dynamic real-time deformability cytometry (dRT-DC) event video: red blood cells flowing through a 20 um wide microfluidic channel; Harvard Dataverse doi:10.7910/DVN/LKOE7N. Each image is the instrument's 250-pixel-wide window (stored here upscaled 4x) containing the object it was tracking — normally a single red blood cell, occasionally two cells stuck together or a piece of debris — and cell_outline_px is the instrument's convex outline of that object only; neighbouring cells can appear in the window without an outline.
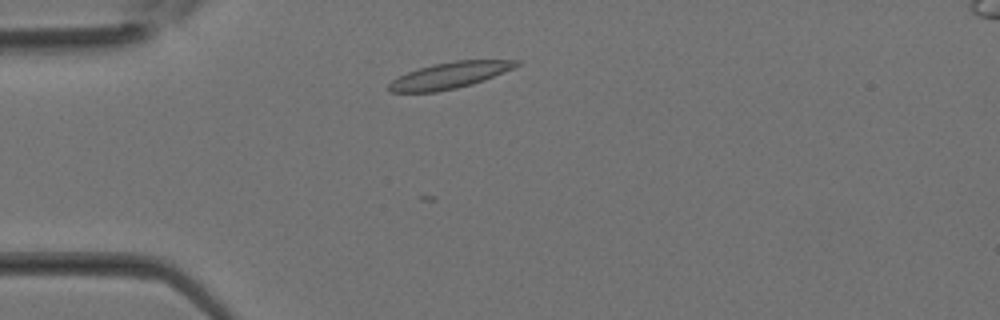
{"species": "Egyptian fruit bat (a non-hibernating species)", "species_latin": "Rousettus aegyptiacus", "temperature_condition": "room temperature", "stored_images_in_passage": 28, "camera_frame_rate_fps": 3000, "um_per_image_px": 0.085, "animal": {"sex": "female"}, "frame": {"image": 1, "passage_image": 4, "time_ms": 1.0, "image_size_px": [1000, 320], "cell_outline_px": [[520, 64], [512, 68], [484, 80], [472, 84], [456, 88], [436, 92], [388, 92], [388, 84], [392, 80], [408, 72], [432, 64], [456, 60], [520, 60]], "centroid_in_image_um": [38.19, 6.41], "position_along_channel_um": 46.8, "area_um2": 19.31}}
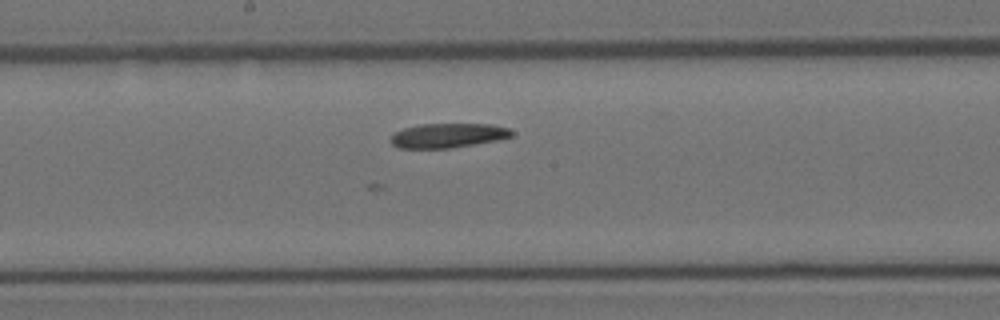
{"frame": {"image": 2, "passage_image": 13, "time_ms": 4.0, "image_size_px": [1000, 320], "cell_outline_px": [[512, 136], [496, 140], [448, 148], [400, 148], [392, 144], [388, 140], [396, 132], [404, 128], [420, 124], [492, 124], [508, 128], [512, 132]], "centroid_in_image_um": [38.03, 11.51], "position_along_channel_um": 210.2, "area_um2": 16.99}}
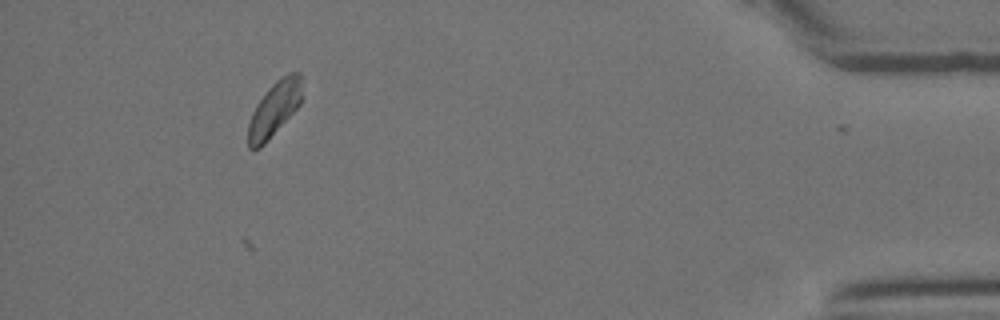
{"frame": {"image": 3, "passage_image": 26, "time_ms": 8.333, "image_size_px": [1000, 320], "cell_outline_px": [[300, 104], [264, 144], [260, 148], [252, 152], [248, 148], [248, 124], [252, 112], [256, 104], [268, 88], [280, 76], [288, 72], [300, 72]], "centroid_in_image_um": [23.27, 9.28], "position_along_channel_um": 411.9, "area_um2": 16.99}}